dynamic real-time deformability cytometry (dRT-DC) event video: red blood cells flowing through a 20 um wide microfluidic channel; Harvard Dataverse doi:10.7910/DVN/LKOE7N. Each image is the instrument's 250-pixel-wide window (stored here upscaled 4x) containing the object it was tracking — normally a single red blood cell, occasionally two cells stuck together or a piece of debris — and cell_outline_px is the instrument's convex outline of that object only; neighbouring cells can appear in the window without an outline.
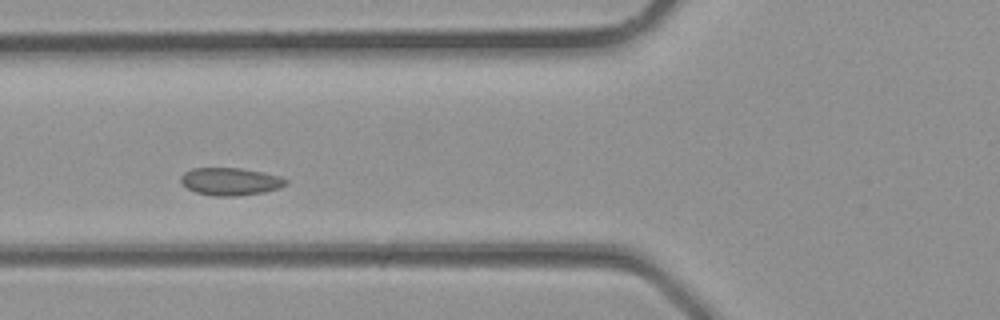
{"species": "common noctule bat (a hibernating species)", "species_latin": "Nyctalus noctula", "temperature_condition": "room temperature", "stored_images_in_passage": 30, "camera_frame_rate_fps": 3000, "um_per_image_px": 0.085, "animal": {"sex": "male", "body_mass_g": 23.1, "forearm_length_mm": 52.7}, "frame": {"image": 1, "passage_image": 8, "time_ms": 2.333, "image_size_px": [1000, 320], "cell_outline_px": [[288, 184], [280, 188], [264, 192], [236, 196], [212, 196], [196, 192], [188, 188], [180, 180], [180, 176], [184, 172], [192, 168], [240, 168], [280, 176], [288, 180]], "centroid_in_image_um": [19.59, 15.43], "position_along_channel_um": 106.2, "area_um2": 16.88}}
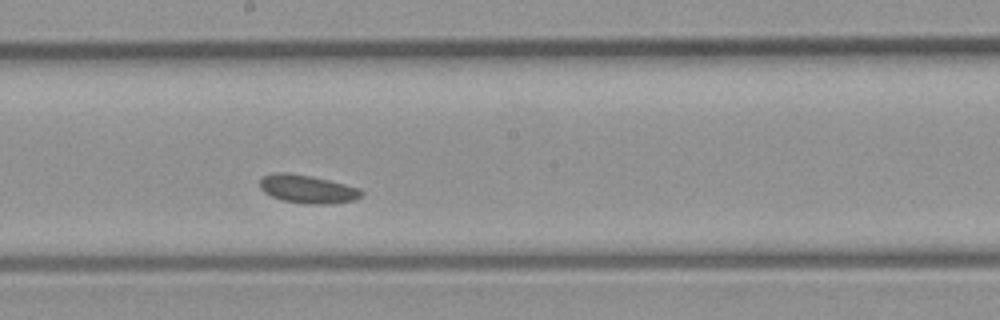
{"frame": {"image": 2, "passage_image": 14, "time_ms": 4.333, "image_size_px": [1000, 320], "cell_outline_px": [[364, 192], [356, 200], [328, 204], [304, 204], [280, 200], [264, 192], [260, 188], [260, 180], [264, 176], [272, 172], [288, 172], [312, 176], [360, 188]], "centroid_in_image_um": [26.12, 16.07], "position_along_channel_um": 222.1, "area_um2": 16.88}}
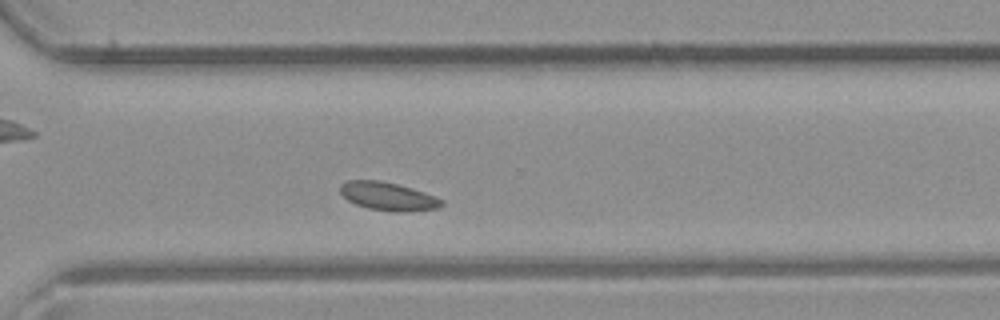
{"frame": {"image": 3, "passage_image": 20, "time_ms": 6.333, "image_size_px": [1000, 320], "cell_outline_px": [[444, 204], [440, 208], [404, 212], [400, 212], [368, 208], [356, 204], [348, 200], [340, 192], [340, 184], [348, 180], [380, 180], [412, 188], [424, 192], [444, 200]], "centroid_in_image_um": [33.0, 16.68], "position_along_channel_um": 337.6, "area_um2": 16.65}}